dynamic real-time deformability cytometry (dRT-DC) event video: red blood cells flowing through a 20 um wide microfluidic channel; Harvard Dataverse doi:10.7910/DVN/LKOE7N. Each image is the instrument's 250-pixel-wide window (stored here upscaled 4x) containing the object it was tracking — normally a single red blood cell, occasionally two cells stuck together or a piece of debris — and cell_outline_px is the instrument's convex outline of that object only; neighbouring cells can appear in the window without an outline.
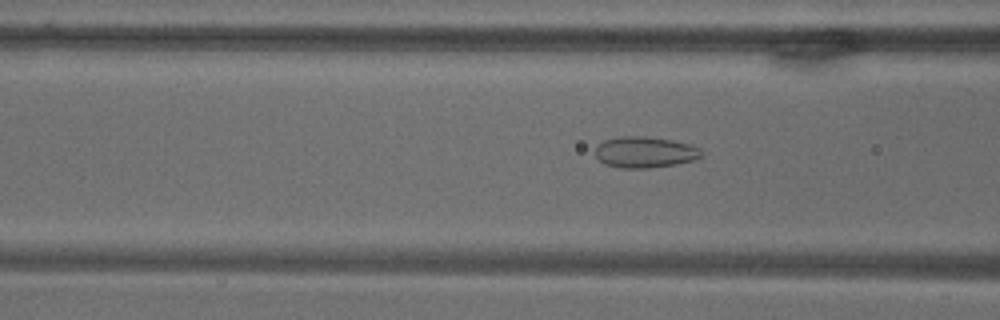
{"species": "common noctule bat (a hibernating species)", "species_latin": "Nyctalus noctula", "temperature_condition": "warm", "stored_images_in_passage": 73, "camera_frame_rate_fps": 3000, "um_per_image_px": 0.085, "animal": {"sex": "male", "body_mass_g": 18.8}, "frame": {"image": 1, "passage_image": 29, "time_ms": 9.333, "image_size_px": [1000, 320], "cell_outline_px": [[704, 156], [696, 160], [676, 164], [648, 168], [620, 168], [604, 164], [596, 156], [596, 144], [604, 140], [620, 136], [644, 136], [672, 140], [688, 144], [700, 148], [704, 152]], "centroid_in_image_um": [54.84, 12.94], "position_along_channel_um": 111.8, "area_um2": 19.48}}
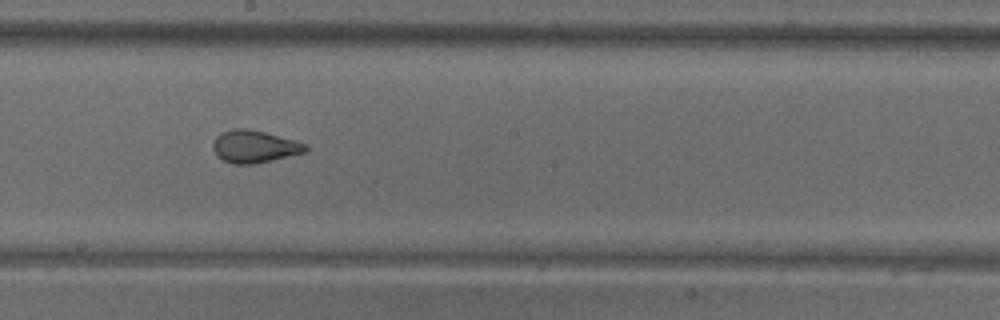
{"frame": {"image": 2, "passage_image": 41, "time_ms": 13.333, "image_size_px": [1000, 320], "cell_outline_px": [[308, 148], [304, 152], [272, 160], [252, 164], [232, 164], [216, 156], [212, 148], [212, 144], [216, 136], [232, 128], [248, 128], [296, 140], [308, 144]], "centroid_in_image_um": [21.6, 12.45], "position_along_channel_um": 226.6, "area_um2": 17.51}}
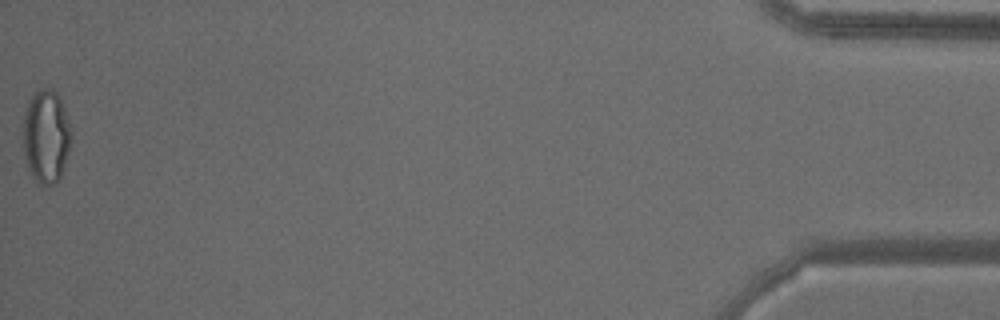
{"frame": {"image": 3, "passage_image": 72, "time_ms": 23.667, "image_size_px": [1000, 320], "cell_outline_px": [[72, 136], [68, 152], [60, 180], [56, 184], [40, 184], [32, 176], [28, 168], [24, 156], [20, 124], [28, 100], [40, 88], [52, 88], [60, 96], [72, 128]], "centroid_in_image_um": [3.89, 11.56], "position_along_channel_um": 431.3, "area_um2": 27.11}}